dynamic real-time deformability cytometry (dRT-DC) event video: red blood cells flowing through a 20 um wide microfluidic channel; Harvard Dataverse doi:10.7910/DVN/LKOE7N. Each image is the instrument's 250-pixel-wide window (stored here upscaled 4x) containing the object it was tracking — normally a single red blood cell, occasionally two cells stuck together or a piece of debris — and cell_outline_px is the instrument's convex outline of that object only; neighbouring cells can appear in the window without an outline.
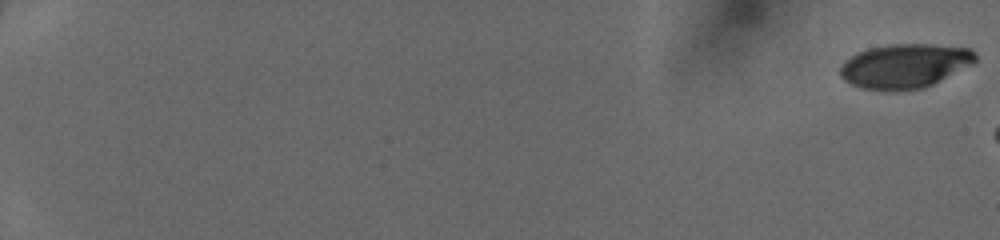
{"species": "human", "species_latin": "Homo sapiens", "temperature_condition": "cold", "stored_images_in_passage": 8, "camera_frame_rate_fps": 3000, "um_per_image_px": 0.085, "donor": {"sex": "female"}, "frame": {"image": 1, "passage_image": 1, "time_ms": 0.0, "image_size_px": [1000, 240], "cell_outline_px": [[976, 60], [972, 64], [924, 88], [896, 92], [892, 92], [860, 88], [844, 80], [840, 76], [840, 68], [844, 60], [868, 48], [888, 44], [932, 44], [972, 48], [976, 52]], "centroid_in_image_um": [76.9, 5.61], "position_along_channel_um": 8.1, "area_um2": 35.2}}